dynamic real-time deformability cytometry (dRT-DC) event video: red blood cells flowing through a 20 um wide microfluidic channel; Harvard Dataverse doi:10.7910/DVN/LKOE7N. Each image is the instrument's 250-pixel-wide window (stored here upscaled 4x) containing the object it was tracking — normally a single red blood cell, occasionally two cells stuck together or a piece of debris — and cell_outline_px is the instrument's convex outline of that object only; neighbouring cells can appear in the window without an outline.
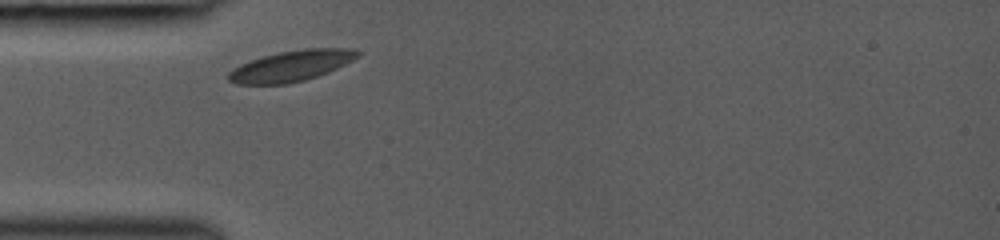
{"species": "common noctule bat (a hibernating species)", "species_latin": "Nyctalus noctula", "temperature_condition": "room temperature", "stored_images_in_passage": 2, "camera_frame_rate_fps": 3000, "um_per_image_px": 0.085, "animal": {"sex": "female", "body_mass_g": 19.0, "forearm_length_mm": 53.3}, "frame": {"image": 1, "passage_image": 1, "time_ms": 0.0, "image_size_px": [1000, 240], "cell_outline_px": [[360, 56], [328, 72], [304, 80], [288, 84], [236, 84], [228, 80], [228, 72], [232, 68], [240, 64], [264, 56], [280, 52], [308, 48], [352, 48], [360, 52]], "centroid_in_image_um": [24.75, 5.6], "position_along_channel_um": 60.3, "area_um2": 23.0}}